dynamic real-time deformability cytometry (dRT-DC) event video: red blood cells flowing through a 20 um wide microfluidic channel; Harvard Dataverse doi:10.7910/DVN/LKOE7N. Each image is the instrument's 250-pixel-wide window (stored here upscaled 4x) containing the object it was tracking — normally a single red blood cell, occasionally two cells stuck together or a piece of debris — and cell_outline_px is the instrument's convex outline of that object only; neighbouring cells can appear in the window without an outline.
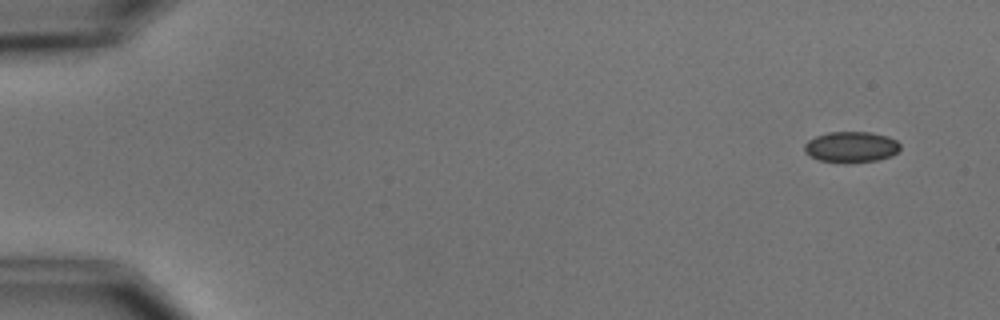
{"species": "common noctule bat (a hibernating species)", "species_latin": "Nyctalus noctula", "temperature_condition": "cold", "stored_images_in_passage": 5, "camera_frame_rate_fps": 3000, "um_per_image_px": 0.085, "animal": {"sex": "male", "body_mass_g": 15.6}, "frame": {"image": 1, "passage_image": 1, "time_ms": 0.0, "image_size_px": [1000, 320], "cell_outline_px": [[900, 148], [892, 156], [876, 160], [844, 164], [820, 160], [804, 152], [804, 144], [808, 140], [816, 136], [828, 132], [868, 132], [888, 136], [896, 140], [900, 144]], "centroid_in_image_um": [72.34, 12.5], "position_along_channel_um": 12.7, "area_um2": 17.34}}
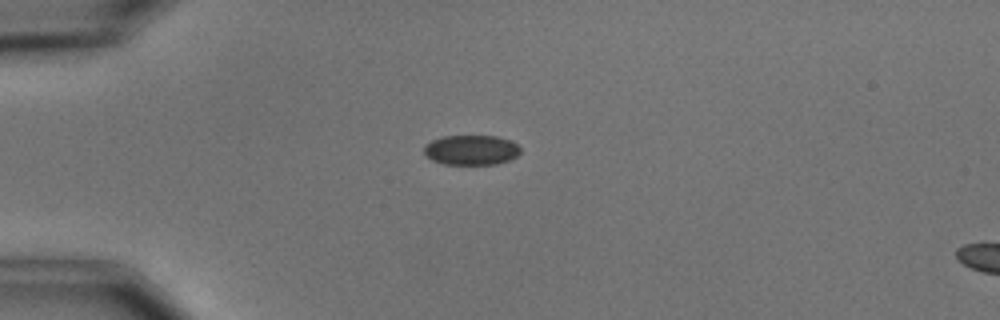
{"frame": {"image": 2, "passage_image": 4, "time_ms": 3.667, "image_size_px": [1000, 320], "cell_outline_px": [[520, 152], [516, 156], [508, 160], [496, 164], [444, 164], [432, 160], [424, 152], [424, 144], [432, 140], [444, 136], [496, 136], [512, 140], [520, 148]], "centroid_in_image_um": [40.05, 12.74], "position_along_channel_um": 44.9, "area_um2": 16.76}}